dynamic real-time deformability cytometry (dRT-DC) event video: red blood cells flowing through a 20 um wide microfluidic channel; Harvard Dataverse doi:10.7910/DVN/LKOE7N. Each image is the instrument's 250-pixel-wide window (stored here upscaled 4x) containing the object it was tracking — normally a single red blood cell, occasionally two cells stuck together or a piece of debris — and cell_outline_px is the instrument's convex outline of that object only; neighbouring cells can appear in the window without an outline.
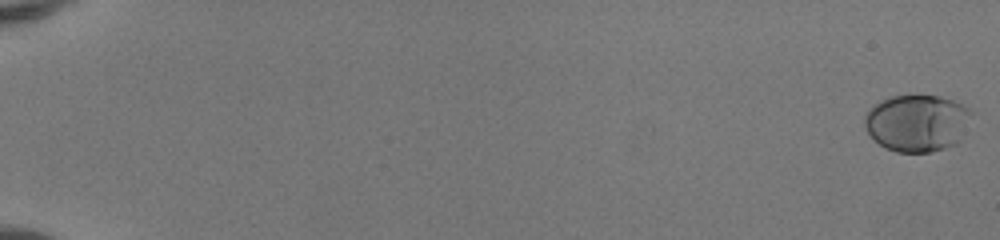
{"species": "human", "species_latin": "Homo sapiens", "temperature_condition": "room temperature", "stored_images_in_passage": 53, "camera_frame_rate_fps": 3000, "um_per_image_px": 0.085, "donor": {"sex": "female"}, "frame": {"image": 1, "passage_image": 1, "time_ms": 0.0, "image_size_px": [1000, 240], "cell_outline_px": [[972, 112], [960, 140], [956, 144], [944, 148], [928, 152], [896, 152], [884, 148], [868, 132], [864, 124], [864, 116], [872, 104], [880, 100], [892, 96], [916, 92], [940, 96], [964, 104]], "centroid_in_image_um": [77.93, 10.4], "position_along_channel_um": 7.1, "area_um2": 36.13}}
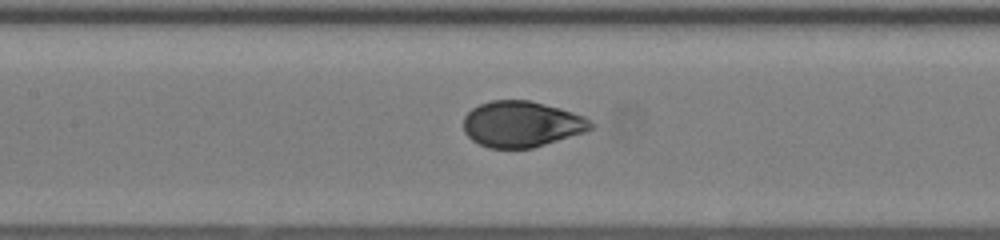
{"frame": {"image": 2, "passage_image": 28, "time_ms": 9.0, "image_size_px": [1000, 240], "cell_outline_px": [[596, 124], [592, 128], [584, 132], [532, 148], [488, 148], [472, 140], [464, 132], [464, 116], [472, 108], [480, 104], [492, 100], [528, 100], [560, 108], [584, 116]], "centroid_in_image_um": [44.33, 10.55], "position_along_channel_um": 163.1, "area_um2": 33.99}}
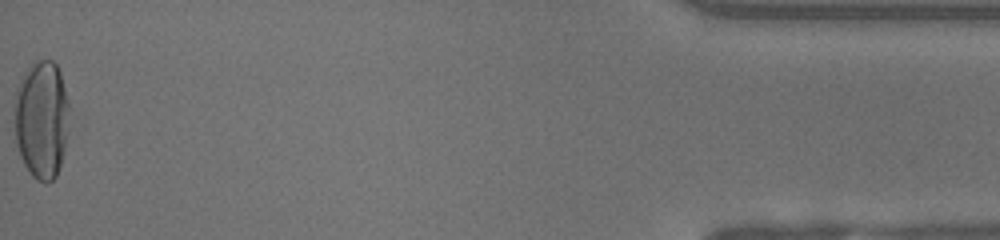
{"frame": {"image": 3, "passage_image": 53, "time_ms": 17.333, "image_size_px": [1000, 240], "cell_outline_px": [[68, 132], [60, 164], [56, 176], [52, 180], [44, 184], [36, 180], [32, 176], [24, 164], [20, 156], [16, 144], [16, 88], [20, 80], [32, 64], [36, 60], [52, 60], [56, 64], [60, 72], [68, 100]], "centroid_in_image_um": [3.55, 10.18], "position_along_channel_um": 431.6, "area_um2": 37.45}, "authors_computed_cell_mechanics": {"area_um2": 34.9112, "velocity_mm_per_s": 4.1587, "shape_relaxation_time_tau1_ms": 3.8083, "shape_relaxation_time_tau2_ms": null, "deformation_change_tau1": 0.1993, "deformation_change_tau2": null}}